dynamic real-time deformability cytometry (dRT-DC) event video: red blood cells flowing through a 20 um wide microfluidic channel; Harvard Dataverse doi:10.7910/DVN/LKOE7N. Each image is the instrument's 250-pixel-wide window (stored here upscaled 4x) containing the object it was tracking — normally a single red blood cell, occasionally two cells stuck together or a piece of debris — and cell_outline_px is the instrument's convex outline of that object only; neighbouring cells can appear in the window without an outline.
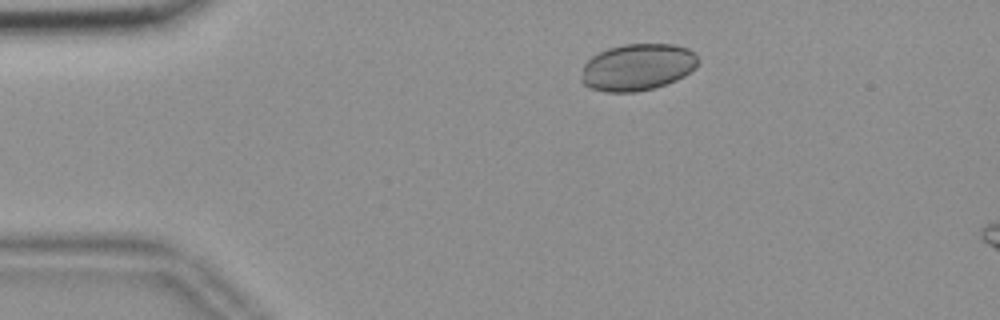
{"species": "common noctule bat (a hibernating species)", "species_latin": "Nyctalus noctula", "temperature_condition": "room temperature", "stored_images_in_passage": 15, "camera_frame_rate_fps": 3000, "um_per_image_px": 0.085, "animal": {"sex": "female", "body_mass_g": 18.4}, "frame": {"image": 1, "passage_image": 9, "time_ms": 2.667, "image_size_px": [1000, 320], "cell_outline_px": [[700, 60], [696, 68], [684, 76], [676, 80], [652, 88], [636, 92], [604, 92], [588, 88], [580, 80], [580, 76], [584, 64], [592, 56], [608, 48], [624, 44], [676, 44], [688, 48], [696, 52]], "centroid_in_image_um": [54.2, 5.7], "position_along_channel_um": 30.8, "area_um2": 32.25}}